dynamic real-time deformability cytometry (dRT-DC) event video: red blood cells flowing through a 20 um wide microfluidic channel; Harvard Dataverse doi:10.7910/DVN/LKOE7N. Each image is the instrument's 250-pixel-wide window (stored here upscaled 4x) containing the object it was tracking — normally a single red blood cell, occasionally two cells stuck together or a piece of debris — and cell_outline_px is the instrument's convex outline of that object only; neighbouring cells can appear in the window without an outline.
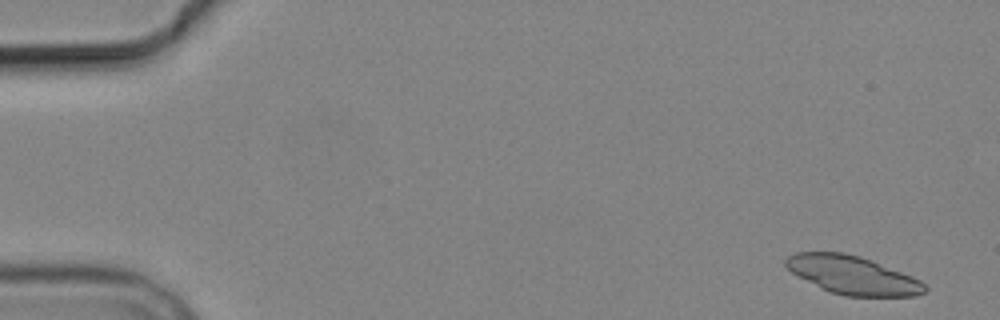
{"species": "common noctule bat (a hibernating species)", "species_latin": "Nyctalus noctula", "temperature_condition": "cold", "stored_images_in_passage": 6, "camera_frame_rate_fps": 3000, "um_per_image_px": 0.085, "animal": {"sex": "male", "body_mass_g": 19.2, "forearm_length_mm": 51.8}, "frame": {"image": 1, "passage_image": 1, "time_ms": 0.0, "image_size_px": [1000, 320], "cell_outline_px": [[928, 288], [924, 292], [916, 296], [844, 296], [828, 292], [820, 288], [792, 272], [784, 264], [784, 260], [788, 256], [796, 252], [844, 252], [860, 256], [912, 276], [920, 280]], "centroid_in_image_um": [72.46, 23.39], "position_along_channel_um": 12.5, "area_um2": 30.92}}